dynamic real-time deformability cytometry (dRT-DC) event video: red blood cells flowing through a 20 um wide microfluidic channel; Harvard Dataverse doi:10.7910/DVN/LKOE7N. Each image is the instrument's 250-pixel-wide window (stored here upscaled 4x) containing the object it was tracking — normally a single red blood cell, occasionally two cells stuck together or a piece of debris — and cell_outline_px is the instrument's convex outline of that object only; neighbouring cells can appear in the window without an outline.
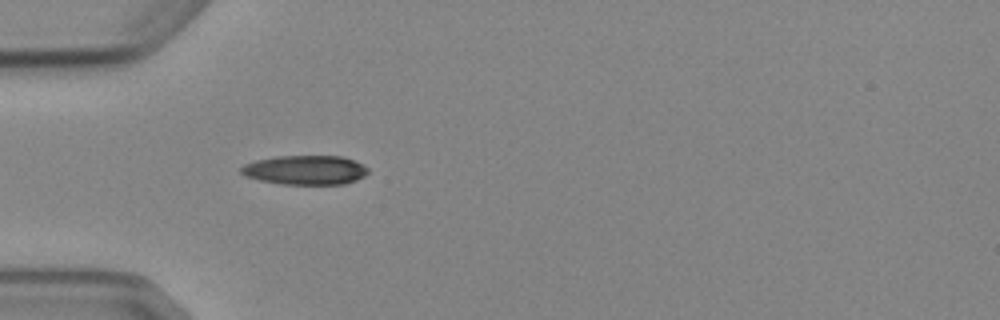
{"species": "Egyptian fruit bat (a non-hibernating species)", "species_latin": "Rousettus aegyptiacus", "temperature_condition": "cold", "stored_images_in_passage": 4, "camera_frame_rate_fps": 3000, "um_per_image_px": 0.085, "animal": {"sex": "female"}, "frame": {"image": 1, "passage_image": 4, "time_ms": 3.667, "image_size_px": [1000, 320], "cell_outline_px": [[368, 172], [364, 176], [356, 180], [344, 184], [280, 184], [260, 180], [244, 176], [240, 172], [240, 168], [244, 164], [256, 160], [276, 156], [340, 156], [352, 160], [368, 168]], "centroid_in_image_um": [25.91, 14.45], "position_along_channel_um": 59.1, "area_um2": 21.62}}